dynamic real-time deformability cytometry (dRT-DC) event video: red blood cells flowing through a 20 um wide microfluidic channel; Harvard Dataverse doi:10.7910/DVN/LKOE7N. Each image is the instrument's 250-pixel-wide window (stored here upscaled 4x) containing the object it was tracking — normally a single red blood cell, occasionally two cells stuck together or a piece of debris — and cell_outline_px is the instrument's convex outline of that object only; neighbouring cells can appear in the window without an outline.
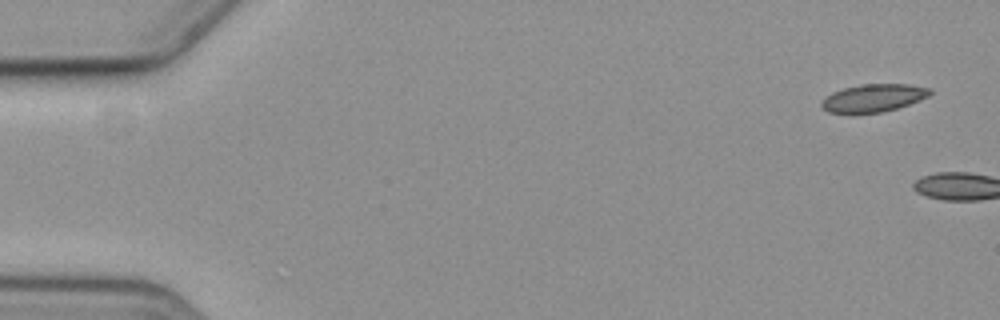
{"species": "common noctule bat (a hibernating species)", "species_latin": "Nyctalus noctula", "temperature_condition": "cold", "stored_images_in_passage": 2, "camera_frame_rate_fps": 3000, "um_per_image_px": 0.085, "animal": {"sex": "female", "body_mass_g": 19.3, "forearm_length_mm": 54.1}, "frame": {"image": 1, "passage_image": 1, "time_ms": 0.0, "image_size_px": [1000, 320], "cell_outline_px": [[932, 92], [928, 96], [920, 100], [896, 108], [880, 112], [828, 112], [820, 104], [820, 100], [824, 96], [832, 92], [844, 88], [860, 84], [908, 84], [932, 88]], "centroid_in_image_um": [74.24, 8.3], "position_along_channel_um": 10.8, "area_um2": 17.4}}